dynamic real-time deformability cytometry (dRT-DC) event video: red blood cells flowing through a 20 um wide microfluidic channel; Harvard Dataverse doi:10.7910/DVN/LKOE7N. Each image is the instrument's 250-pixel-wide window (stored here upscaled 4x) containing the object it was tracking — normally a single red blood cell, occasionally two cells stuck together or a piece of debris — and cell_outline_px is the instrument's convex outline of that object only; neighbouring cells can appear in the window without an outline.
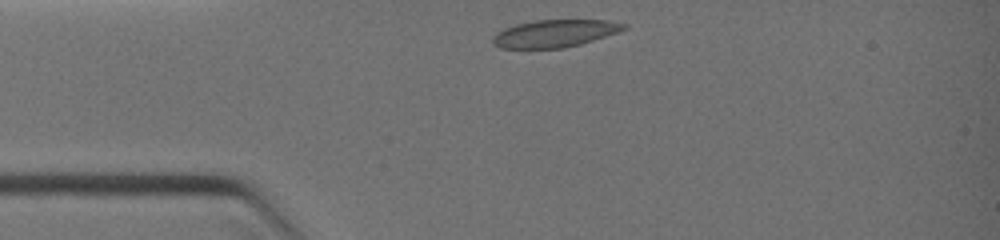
{"species": "common noctule bat (a hibernating species)", "species_latin": "Nyctalus noctula", "temperature_condition": "warm", "stored_images_in_passage": 21, "camera_frame_rate_fps": 3000, "um_per_image_px": 0.085, "animal": {"sex": "female", "body_mass_g": 19.0, "forearm_length_mm": 51.5}, "frame": {"image": 1, "passage_image": 1, "time_ms": 0.0, "image_size_px": [1000, 240], "cell_outline_px": [[628, 28], [620, 32], [580, 44], [564, 48], [500, 48], [492, 44], [492, 36], [496, 32], [504, 28], [516, 24], [536, 20], [608, 20], [628, 24]], "centroid_in_image_um": [47.16, 2.84], "position_along_channel_um": 37.8, "area_um2": 21.15}}
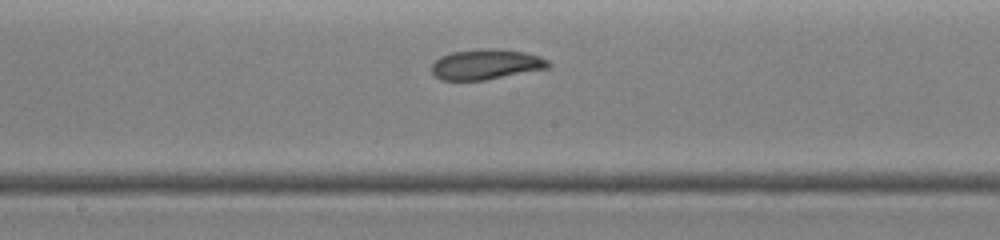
{"frame": {"image": 2, "passage_image": 11, "time_ms": 3.667, "image_size_px": [1000, 240], "cell_outline_px": [[552, 64], [548, 68], [484, 80], [440, 80], [432, 72], [432, 64], [440, 56], [452, 52], [480, 48], [496, 48], [524, 52], [540, 56], [548, 60]], "centroid_in_image_um": [41.32, 5.46], "position_along_channel_um": 206.9, "area_um2": 20.63}}
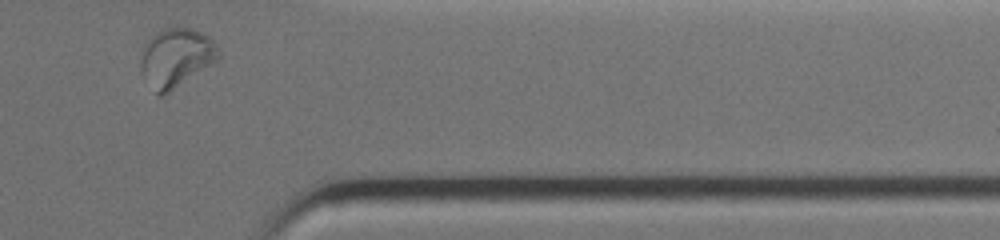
{"frame": {"image": 3, "passage_image": 21, "time_ms": 7.333, "image_size_px": [1000, 240], "cell_outline_px": [[220, 56], [216, 60], [168, 92], [160, 96], [156, 92], [140, 72], [140, 60], [144, 44], [156, 32], [164, 28], [176, 24], [192, 28], [204, 32], [212, 36], [220, 52]], "centroid_in_image_um": [14.97, 4.8], "position_along_channel_um": 396.4, "area_um2": 26.76}}